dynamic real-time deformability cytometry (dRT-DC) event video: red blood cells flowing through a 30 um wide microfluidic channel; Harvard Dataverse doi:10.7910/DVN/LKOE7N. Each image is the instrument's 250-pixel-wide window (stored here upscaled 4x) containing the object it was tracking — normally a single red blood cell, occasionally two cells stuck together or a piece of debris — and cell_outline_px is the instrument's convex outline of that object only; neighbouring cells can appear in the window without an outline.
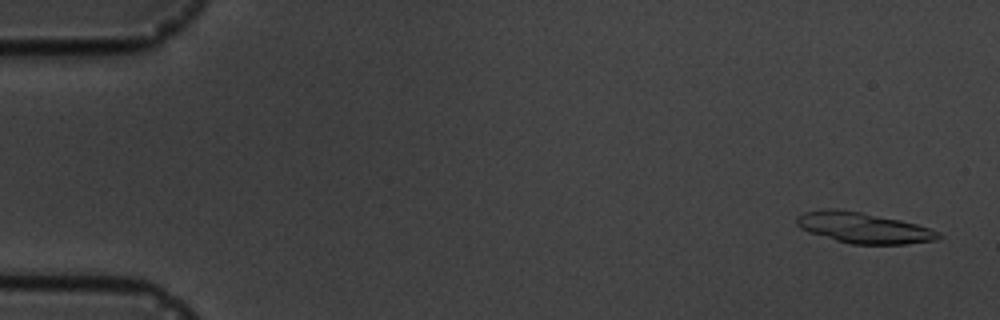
{"species": "common noctule bat (a hibernating species)", "species_latin": "Nyctalus noctula", "temperature_condition": "cold", "stored_images_in_passage": 5, "camera_frame_rate_fps": 3000, "um_per_image_px": 0.085, "animal": {"sex": "male", "body_mass_g": 19.5, "forearm_length_mm": 54.6}, "frame": {"image": 1, "passage_image": 1, "time_ms": 0.0, "image_size_px": [1000, 320], "cell_outline_px": [[944, 236], [936, 240], [904, 244], [852, 244], [836, 240], [808, 232], [800, 228], [796, 224], [796, 216], [804, 212], [824, 208], [832, 208], [860, 212], [900, 220], [916, 224], [940, 232]], "centroid_in_image_um": [73.37, 19.36], "position_along_channel_um": 11.6, "area_um2": 25.32}}